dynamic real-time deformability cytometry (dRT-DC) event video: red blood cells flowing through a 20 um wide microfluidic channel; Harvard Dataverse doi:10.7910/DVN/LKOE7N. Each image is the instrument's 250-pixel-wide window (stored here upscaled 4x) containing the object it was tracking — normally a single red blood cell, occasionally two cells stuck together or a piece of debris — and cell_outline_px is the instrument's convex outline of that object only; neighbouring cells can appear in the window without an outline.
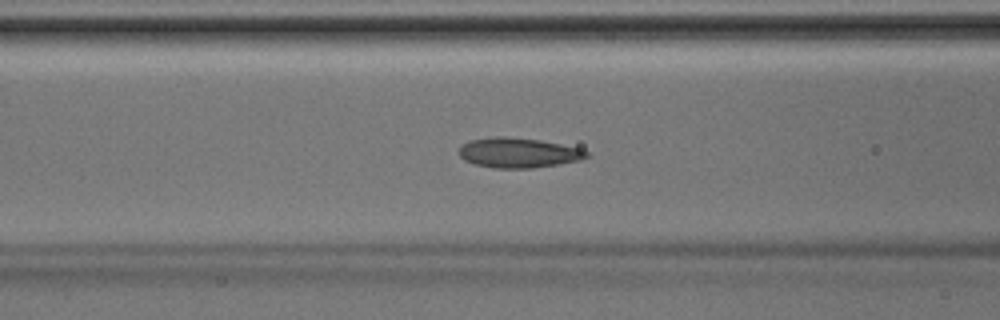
{"species": "Egyptian fruit bat (a non-hibernating species)", "species_latin": "Rousettus aegyptiacus", "temperature_condition": "room temperature", "stored_images_in_passage": 42, "camera_frame_rate_fps": 3000, "um_per_image_px": 0.085, "animal": {"sex": "male"}, "frame": {"image": 1, "passage_image": 16, "time_ms": 5.0, "image_size_px": [1000, 320], "cell_outline_px": [[588, 156], [580, 160], [532, 168], [496, 168], [476, 164], [464, 160], [460, 156], [460, 144], [468, 140], [496, 136], [504, 136], [540, 140], [580, 148], [588, 152]], "centroid_in_image_um": [44.03, 12.97], "position_along_channel_um": 122.6, "area_um2": 22.14}}
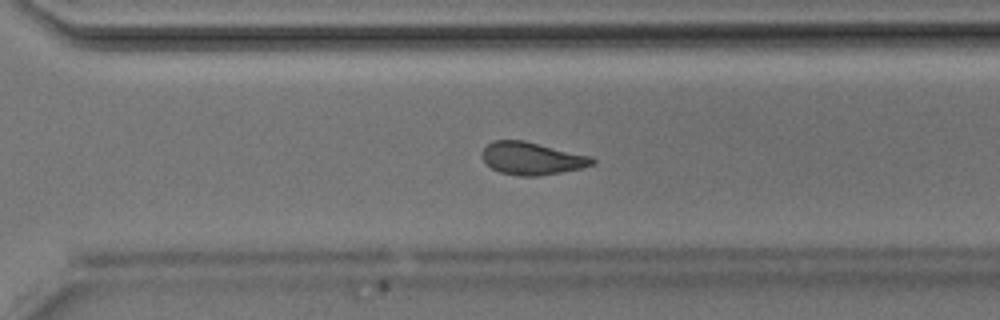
{"frame": {"image": 2, "passage_image": 29, "time_ms": 9.333, "image_size_px": [1000, 320], "cell_outline_px": [[596, 160], [592, 164], [580, 168], [560, 172], [536, 176], [520, 176], [500, 172], [492, 168], [480, 156], [484, 148], [492, 140], [524, 140], [592, 156]], "centroid_in_image_um": [45.19, 13.45], "position_along_channel_um": 325.4, "area_um2": 20.81}}
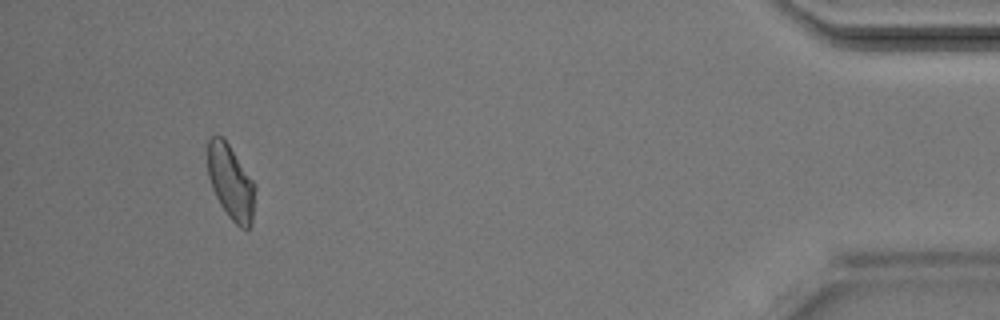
{"frame": {"image": 3, "passage_image": 39, "time_ms": 12.667, "image_size_px": [1000, 320], "cell_outline_px": [[256, 188], [252, 224], [248, 232], [240, 228], [228, 216], [220, 204], [212, 188], [208, 176], [208, 140], [212, 136], [220, 136], [228, 144], [256, 184]], "centroid_in_image_um": [19.65, 15.55], "position_along_channel_um": 415.6, "area_um2": 20.69}}